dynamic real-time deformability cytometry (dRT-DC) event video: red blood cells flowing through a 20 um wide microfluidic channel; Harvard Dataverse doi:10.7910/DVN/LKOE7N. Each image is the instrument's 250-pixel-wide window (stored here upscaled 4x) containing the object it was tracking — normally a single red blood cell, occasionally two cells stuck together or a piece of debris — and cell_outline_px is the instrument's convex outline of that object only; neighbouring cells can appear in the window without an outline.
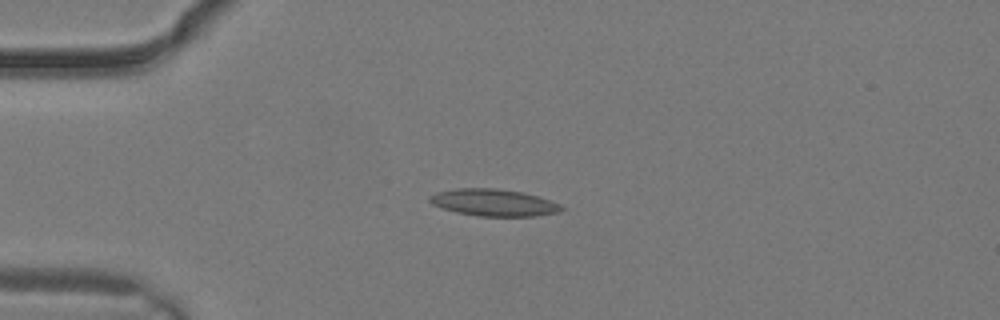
{"species": "common noctule bat (a hibernating species)", "species_latin": "Nyctalus noctula", "temperature_condition": "warm", "stored_images_in_passage": 3, "camera_frame_rate_fps": 3000, "um_per_image_px": 0.085, "animal": {"sex": "male", "body_mass_g": 19.2, "forearm_length_mm": 51.8}, "frame": {"image": 1, "passage_image": 3, "time_ms": 0.667, "image_size_px": [1000, 320], "cell_outline_px": [[564, 208], [560, 212], [536, 216], [480, 216], [456, 212], [432, 204], [428, 200], [428, 196], [436, 192], [456, 188], [496, 188], [524, 192], [560, 204]], "centroid_in_image_um": [41.95, 17.21], "position_along_channel_um": 43.1, "area_um2": 20.69}}